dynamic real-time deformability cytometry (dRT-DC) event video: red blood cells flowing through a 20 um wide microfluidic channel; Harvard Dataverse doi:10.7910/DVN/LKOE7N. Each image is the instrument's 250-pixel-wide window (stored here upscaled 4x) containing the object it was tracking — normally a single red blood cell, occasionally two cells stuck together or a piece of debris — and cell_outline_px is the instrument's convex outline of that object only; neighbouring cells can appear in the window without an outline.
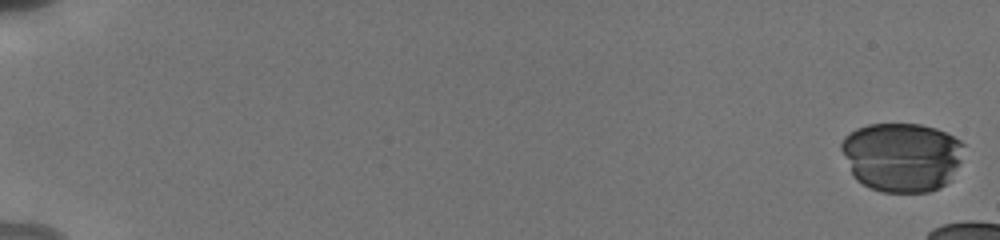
{"species": "human", "species_latin": "Homo sapiens", "temperature_condition": "cold", "stored_images_in_passage": 9, "camera_frame_rate_fps": 3000, "um_per_image_px": 0.085, "donor": {"sex": "male"}, "frame": {"image": 1, "passage_image": 1, "time_ms": 0.0, "image_size_px": [1000, 240], "cell_outline_px": [[964, 144], [960, 160], [948, 180], [940, 188], [928, 192], [880, 192], [856, 180], [852, 176], [840, 148], [840, 144], [844, 136], [856, 128], [868, 124], [920, 124], [936, 128], [960, 140]], "centroid_in_image_um": [76.6, 13.33], "position_along_channel_um": 8.4, "area_um2": 49.36}}